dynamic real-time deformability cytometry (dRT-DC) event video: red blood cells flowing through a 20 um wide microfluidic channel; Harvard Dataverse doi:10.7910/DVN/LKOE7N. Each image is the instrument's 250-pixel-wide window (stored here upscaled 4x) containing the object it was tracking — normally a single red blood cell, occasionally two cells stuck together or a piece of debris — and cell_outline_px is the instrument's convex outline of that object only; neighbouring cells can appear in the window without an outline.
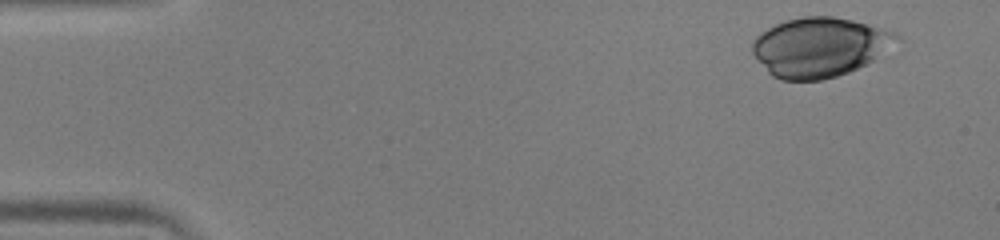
{"species": "human", "species_latin": "Homo sapiens", "temperature_condition": "warm", "stored_images_in_passage": 41, "camera_frame_rate_fps": 3000, "um_per_image_px": 0.085, "donor": {"sex": "male"}, "frame": {"image": 1, "passage_image": 1, "time_ms": 0.0, "image_size_px": [1000, 240], "cell_outline_px": [[904, 40], [872, 60], [848, 72], [836, 76], [820, 80], [780, 80], [772, 76], [768, 72], [752, 52], [752, 40], [760, 32], [776, 24], [788, 20], [804, 16], [832, 16], [852, 20], [884, 28], [896, 32]], "centroid_in_image_um": [69.7, 3.99], "position_along_channel_um": 15.3, "area_um2": 50.0}}
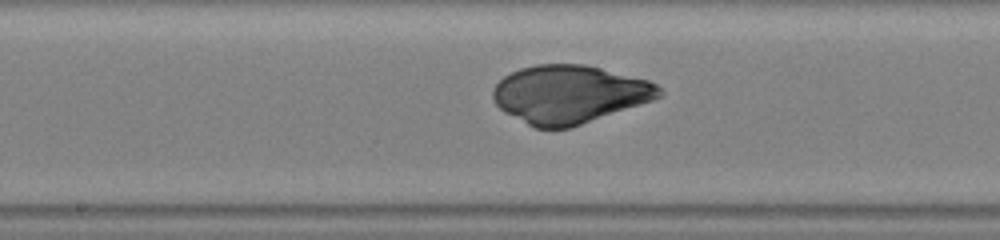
{"frame": {"image": 2, "passage_image": 24, "time_ms": 7.667, "image_size_px": [1000, 240], "cell_outline_px": [[664, 92], [660, 96], [652, 100], [572, 128], [536, 128], [504, 112], [496, 104], [492, 96], [492, 88], [504, 76], [520, 68], [536, 64], [584, 64], [648, 80], [656, 84]], "centroid_in_image_um": [48.38, 8.01], "position_along_channel_um": 199.8, "area_um2": 56.07}}
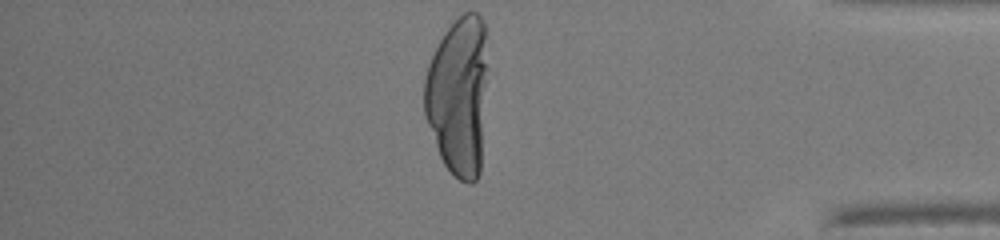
{"frame": {"image": 3, "passage_image": 41, "time_ms": 13.333, "image_size_px": [1000, 240], "cell_outline_px": [[492, 72], [480, 172], [476, 180], [472, 184], [468, 184], [460, 180], [444, 164], [440, 156], [424, 116], [424, 80], [428, 64], [444, 32], [464, 12], [476, 12], [484, 20]], "centroid_in_image_um": [39.07, 8.12], "position_along_channel_um": 396.1, "area_um2": 61.56}}